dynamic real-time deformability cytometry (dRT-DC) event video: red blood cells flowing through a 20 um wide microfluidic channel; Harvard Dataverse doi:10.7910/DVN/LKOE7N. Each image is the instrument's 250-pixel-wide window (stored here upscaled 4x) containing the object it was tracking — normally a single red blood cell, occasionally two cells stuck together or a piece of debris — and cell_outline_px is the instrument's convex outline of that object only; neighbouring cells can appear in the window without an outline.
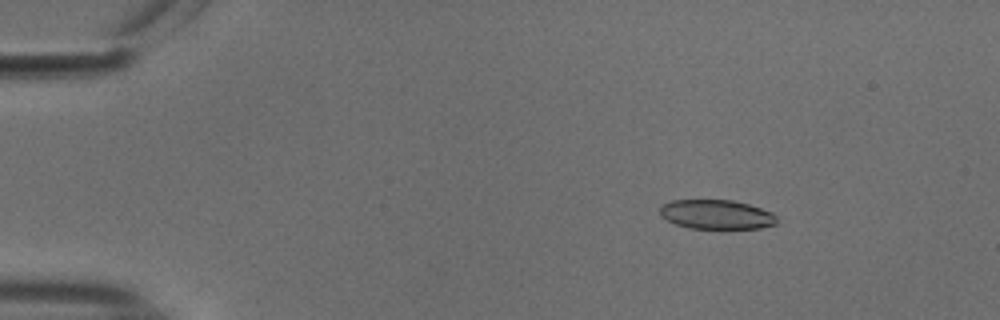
{"species": "common noctule bat (a hibernating species)", "species_latin": "Nyctalus noctula", "temperature_condition": "cold", "stored_images_in_passage": 47, "camera_frame_rate_fps": 3000, "um_per_image_px": 0.085, "animal": {"sex": "male", "body_mass_g": 18.8}, "frame": {"image": 1, "passage_image": 1, "time_ms": 0.0, "image_size_px": [1000, 320], "cell_outline_px": [[776, 224], [760, 228], [692, 228], [676, 224], [660, 216], [660, 204], [672, 200], [732, 200], [748, 204], [772, 212], [776, 216]], "centroid_in_image_um": [60.87, 18.22], "position_along_channel_um": 24.1, "area_um2": 19.88}}
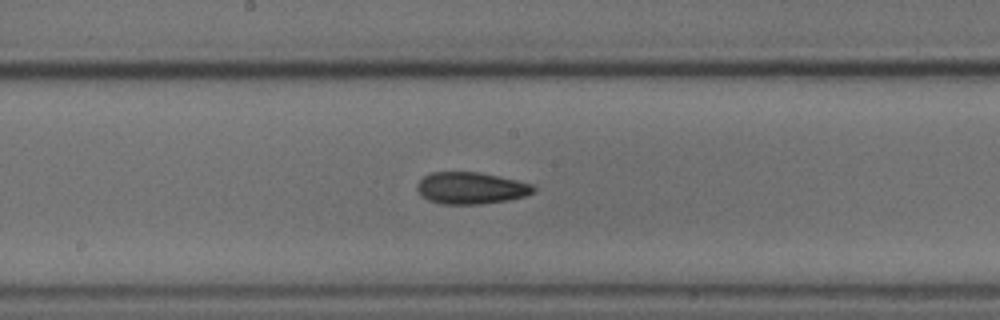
{"frame": {"image": 2, "passage_image": 22, "time_ms": 7.0, "image_size_px": [1000, 320], "cell_outline_px": [[536, 188], [532, 192], [524, 196], [508, 200], [480, 204], [440, 204], [428, 200], [420, 196], [416, 188], [416, 184], [424, 176], [432, 172], [480, 172], [500, 176], [532, 184]], "centroid_in_image_um": [39.99, 15.99], "position_along_channel_um": 208.2, "area_um2": 21.68}}
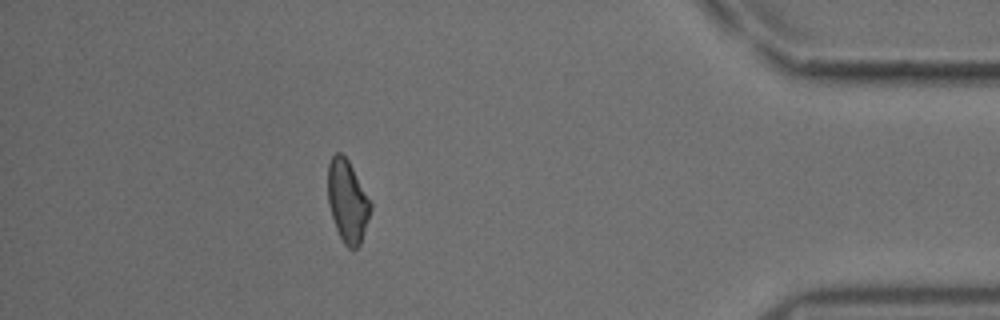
{"frame": {"image": 3, "passage_image": 41, "time_ms": 13.333, "image_size_px": [1000, 320], "cell_outline_px": [[372, 208], [360, 244], [356, 248], [348, 248], [344, 244], [336, 228], [328, 204], [328, 164], [332, 156], [336, 152], [340, 152], [348, 160], [372, 200]], "centroid_in_image_um": [29.55, 17.08], "position_along_channel_um": 405.6, "area_um2": 20.58}, "authors_computed_cell_mechanics": {"area_um2": 21.2126, "velocity_mm_per_s": 3.7775, "shape_relaxation_time_tau1_ms": 9.6762, "shape_relaxation_time_tau2_ms": 4.1854, "deformation_change_tau1": 0.1685, "deformation_change_tau2": 0.1104}}